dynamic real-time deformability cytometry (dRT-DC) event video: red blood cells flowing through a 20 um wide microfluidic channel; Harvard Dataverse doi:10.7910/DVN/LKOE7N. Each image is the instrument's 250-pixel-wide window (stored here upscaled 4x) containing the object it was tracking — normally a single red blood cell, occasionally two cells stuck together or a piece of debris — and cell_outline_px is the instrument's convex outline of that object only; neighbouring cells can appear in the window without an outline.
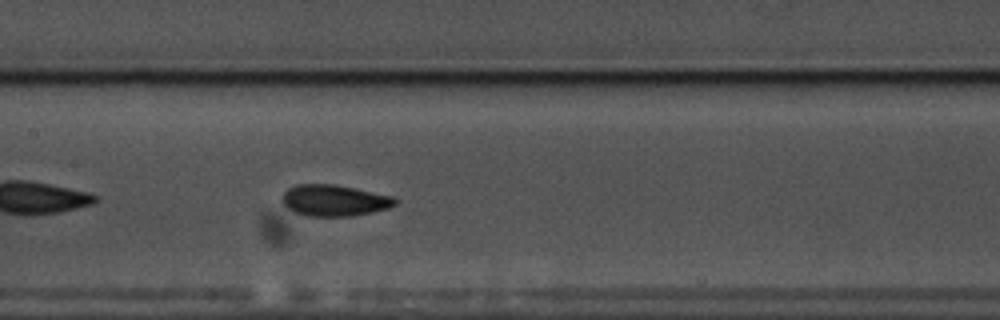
{"species": "common noctule bat (a hibernating species)", "species_latin": "Nyctalus noctula", "temperature_condition": "warm", "stored_images_in_passage": 40, "camera_frame_rate_fps": 3000, "um_per_image_px": 0.085, "animal": {"sex": "male", "body_mass_g": 17.5, "forearm_length_mm": 52.3}, "frame": {"image": 1, "passage_image": 12, "time_ms": 3.667, "image_size_px": [1000, 320], "cell_outline_px": [[396, 204], [388, 208], [372, 212], [352, 216], [308, 216], [292, 212], [280, 200], [284, 192], [288, 188], [296, 184], [332, 184], [392, 196], [396, 200]], "centroid_in_image_um": [28.35, 17.04], "position_along_channel_um": 179.0, "area_um2": 20.52}}